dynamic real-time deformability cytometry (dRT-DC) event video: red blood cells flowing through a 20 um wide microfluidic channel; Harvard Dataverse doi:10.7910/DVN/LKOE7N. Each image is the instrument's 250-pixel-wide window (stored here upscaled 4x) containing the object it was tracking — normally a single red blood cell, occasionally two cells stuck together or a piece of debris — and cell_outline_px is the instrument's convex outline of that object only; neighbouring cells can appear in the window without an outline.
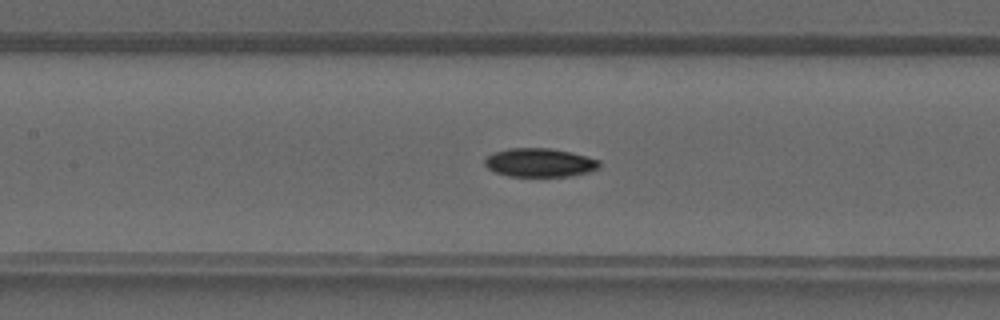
{"species": "common noctule bat (a hibernating species)", "species_latin": "Nyctalus noctula", "temperature_condition": "warm", "stored_images_in_passage": 41, "camera_frame_rate_fps": 3000, "um_per_image_px": 0.085, "animal": {"sex": "male", "forearm_length_mm": 52.5}, "frame": {"image": 1, "passage_image": 19, "time_ms": 6.0, "image_size_px": [1000, 320], "cell_outline_px": [[600, 168], [588, 172], [572, 176], [508, 176], [496, 172], [488, 168], [484, 164], [484, 160], [492, 152], [508, 148], [548, 148], [572, 152], [588, 156], [600, 160]], "centroid_in_image_um": [45.89, 13.81], "position_along_channel_um": 161.5, "area_um2": 19.31}}
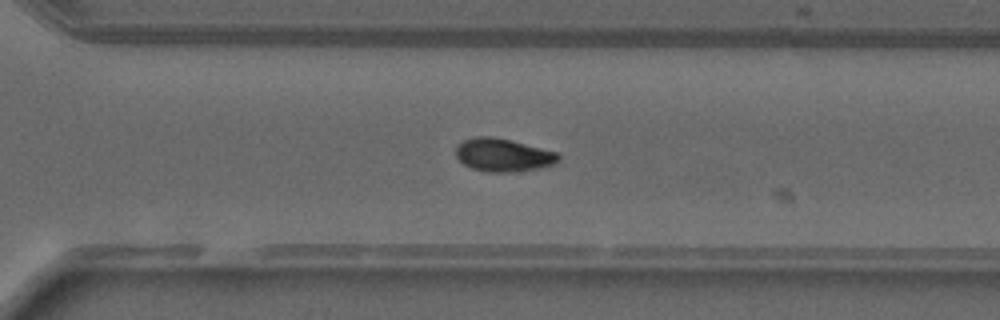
{"frame": {"image": 2, "passage_image": 29, "time_ms": 9.333, "image_size_px": [1000, 320], "cell_outline_px": [[560, 160], [556, 164], [540, 168], [512, 172], [488, 172], [472, 168], [464, 164], [456, 156], [456, 144], [464, 140], [476, 136], [492, 136], [512, 140], [556, 152], [560, 156]], "centroid_in_image_um": [42.77, 13.17], "position_along_channel_um": 327.8, "area_um2": 19.88}}
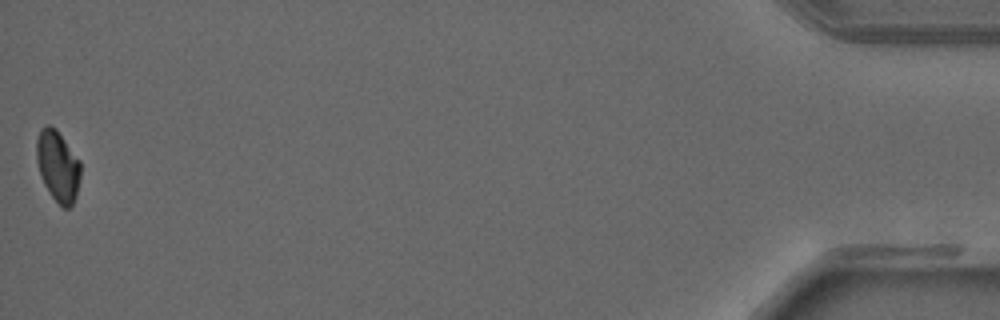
{"frame": {"image": 3, "passage_image": 41, "time_ms": 13.333, "image_size_px": [1000, 320], "cell_outline_px": [[80, 176], [76, 196], [72, 204], [68, 208], [64, 208], [52, 196], [44, 184], [36, 160], [36, 140], [40, 128], [48, 124], [56, 128], [80, 160]], "centroid_in_image_um": [4.91, 14.07], "position_along_channel_um": 430.3, "area_um2": 18.15}}